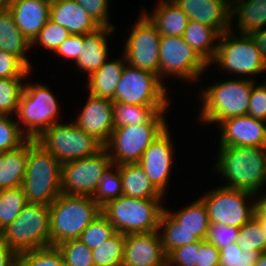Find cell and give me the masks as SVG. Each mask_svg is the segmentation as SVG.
Wrapping results in <instances>:
<instances>
[{
  "label": "cell",
  "instance_id": "1",
  "mask_svg": "<svg viewBox=\"0 0 266 266\" xmlns=\"http://www.w3.org/2000/svg\"><path fill=\"white\" fill-rule=\"evenodd\" d=\"M217 172L229 182L225 187L257 194L266 183V148L220 146Z\"/></svg>",
  "mask_w": 266,
  "mask_h": 266
},
{
  "label": "cell",
  "instance_id": "2",
  "mask_svg": "<svg viewBox=\"0 0 266 266\" xmlns=\"http://www.w3.org/2000/svg\"><path fill=\"white\" fill-rule=\"evenodd\" d=\"M28 203L50 206L61 192V163L36 139H29L26 173L21 185Z\"/></svg>",
  "mask_w": 266,
  "mask_h": 266
},
{
  "label": "cell",
  "instance_id": "3",
  "mask_svg": "<svg viewBox=\"0 0 266 266\" xmlns=\"http://www.w3.org/2000/svg\"><path fill=\"white\" fill-rule=\"evenodd\" d=\"M99 214L101 206L93 196L61 193L49 206L51 246L69 239H78Z\"/></svg>",
  "mask_w": 266,
  "mask_h": 266
},
{
  "label": "cell",
  "instance_id": "4",
  "mask_svg": "<svg viewBox=\"0 0 266 266\" xmlns=\"http://www.w3.org/2000/svg\"><path fill=\"white\" fill-rule=\"evenodd\" d=\"M161 199H140L121 195L101 207V213L122 234L157 231L164 208Z\"/></svg>",
  "mask_w": 266,
  "mask_h": 266
},
{
  "label": "cell",
  "instance_id": "5",
  "mask_svg": "<svg viewBox=\"0 0 266 266\" xmlns=\"http://www.w3.org/2000/svg\"><path fill=\"white\" fill-rule=\"evenodd\" d=\"M254 80L228 79L221 83L208 86L202 92L203 108L200 120L204 122H218L232 117L246 115L248 112L250 94Z\"/></svg>",
  "mask_w": 266,
  "mask_h": 266
},
{
  "label": "cell",
  "instance_id": "6",
  "mask_svg": "<svg viewBox=\"0 0 266 266\" xmlns=\"http://www.w3.org/2000/svg\"><path fill=\"white\" fill-rule=\"evenodd\" d=\"M165 112L158 111L146 123L114 128L104 145L112 164L137 163L149 145L167 128Z\"/></svg>",
  "mask_w": 266,
  "mask_h": 266
},
{
  "label": "cell",
  "instance_id": "7",
  "mask_svg": "<svg viewBox=\"0 0 266 266\" xmlns=\"http://www.w3.org/2000/svg\"><path fill=\"white\" fill-rule=\"evenodd\" d=\"M1 239L17 254L50 247L49 206L27 203L19 215L2 230Z\"/></svg>",
  "mask_w": 266,
  "mask_h": 266
},
{
  "label": "cell",
  "instance_id": "8",
  "mask_svg": "<svg viewBox=\"0 0 266 266\" xmlns=\"http://www.w3.org/2000/svg\"><path fill=\"white\" fill-rule=\"evenodd\" d=\"M58 108L57 100L47 86L24 85L16 112L18 120L26 126L22 133L28 139H37L45 130L58 123Z\"/></svg>",
  "mask_w": 266,
  "mask_h": 266
},
{
  "label": "cell",
  "instance_id": "9",
  "mask_svg": "<svg viewBox=\"0 0 266 266\" xmlns=\"http://www.w3.org/2000/svg\"><path fill=\"white\" fill-rule=\"evenodd\" d=\"M36 141L61 164L92 156L104 146L75 123H56L45 130Z\"/></svg>",
  "mask_w": 266,
  "mask_h": 266
},
{
  "label": "cell",
  "instance_id": "10",
  "mask_svg": "<svg viewBox=\"0 0 266 266\" xmlns=\"http://www.w3.org/2000/svg\"><path fill=\"white\" fill-rule=\"evenodd\" d=\"M231 31L232 29L220 35L211 63L214 62L222 69L242 76L266 71V61L252 37L243 34L239 35L241 37L234 36Z\"/></svg>",
  "mask_w": 266,
  "mask_h": 266
},
{
  "label": "cell",
  "instance_id": "11",
  "mask_svg": "<svg viewBox=\"0 0 266 266\" xmlns=\"http://www.w3.org/2000/svg\"><path fill=\"white\" fill-rule=\"evenodd\" d=\"M111 165L112 160L104 147L92 156L61 164V192L94 196L102 174Z\"/></svg>",
  "mask_w": 266,
  "mask_h": 266
},
{
  "label": "cell",
  "instance_id": "12",
  "mask_svg": "<svg viewBox=\"0 0 266 266\" xmlns=\"http://www.w3.org/2000/svg\"><path fill=\"white\" fill-rule=\"evenodd\" d=\"M160 77L125 65L115 91V101L131 105H169Z\"/></svg>",
  "mask_w": 266,
  "mask_h": 266
},
{
  "label": "cell",
  "instance_id": "13",
  "mask_svg": "<svg viewBox=\"0 0 266 266\" xmlns=\"http://www.w3.org/2000/svg\"><path fill=\"white\" fill-rule=\"evenodd\" d=\"M209 64L183 39L182 36L160 37L159 77L176 76L185 80L199 79Z\"/></svg>",
  "mask_w": 266,
  "mask_h": 266
},
{
  "label": "cell",
  "instance_id": "14",
  "mask_svg": "<svg viewBox=\"0 0 266 266\" xmlns=\"http://www.w3.org/2000/svg\"><path fill=\"white\" fill-rule=\"evenodd\" d=\"M255 194L244 190L222 187L207 193L201 199L208 211L210 223L241 227L255 215V203L246 206L247 198ZM246 200V201H245Z\"/></svg>",
  "mask_w": 266,
  "mask_h": 266
},
{
  "label": "cell",
  "instance_id": "15",
  "mask_svg": "<svg viewBox=\"0 0 266 266\" xmlns=\"http://www.w3.org/2000/svg\"><path fill=\"white\" fill-rule=\"evenodd\" d=\"M160 37L155 24L143 13L124 48L127 64L159 76Z\"/></svg>",
  "mask_w": 266,
  "mask_h": 266
},
{
  "label": "cell",
  "instance_id": "16",
  "mask_svg": "<svg viewBox=\"0 0 266 266\" xmlns=\"http://www.w3.org/2000/svg\"><path fill=\"white\" fill-rule=\"evenodd\" d=\"M168 127L149 145L137 162L151 183L164 195L173 162Z\"/></svg>",
  "mask_w": 266,
  "mask_h": 266
},
{
  "label": "cell",
  "instance_id": "17",
  "mask_svg": "<svg viewBox=\"0 0 266 266\" xmlns=\"http://www.w3.org/2000/svg\"><path fill=\"white\" fill-rule=\"evenodd\" d=\"M122 266H167L160 232L125 235Z\"/></svg>",
  "mask_w": 266,
  "mask_h": 266
},
{
  "label": "cell",
  "instance_id": "18",
  "mask_svg": "<svg viewBox=\"0 0 266 266\" xmlns=\"http://www.w3.org/2000/svg\"><path fill=\"white\" fill-rule=\"evenodd\" d=\"M221 127L219 146H266V122L250 115H242L224 119Z\"/></svg>",
  "mask_w": 266,
  "mask_h": 266
},
{
  "label": "cell",
  "instance_id": "19",
  "mask_svg": "<svg viewBox=\"0 0 266 266\" xmlns=\"http://www.w3.org/2000/svg\"><path fill=\"white\" fill-rule=\"evenodd\" d=\"M86 102L74 123L104 146L114 130L113 101L89 94Z\"/></svg>",
  "mask_w": 266,
  "mask_h": 266
},
{
  "label": "cell",
  "instance_id": "20",
  "mask_svg": "<svg viewBox=\"0 0 266 266\" xmlns=\"http://www.w3.org/2000/svg\"><path fill=\"white\" fill-rule=\"evenodd\" d=\"M190 20L213 27L220 35L231 30L230 0H173Z\"/></svg>",
  "mask_w": 266,
  "mask_h": 266
},
{
  "label": "cell",
  "instance_id": "21",
  "mask_svg": "<svg viewBox=\"0 0 266 266\" xmlns=\"http://www.w3.org/2000/svg\"><path fill=\"white\" fill-rule=\"evenodd\" d=\"M50 8L48 0H13L8 10L16 26L32 42L50 19Z\"/></svg>",
  "mask_w": 266,
  "mask_h": 266
},
{
  "label": "cell",
  "instance_id": "22",
  "mask_svg": "<svg viewBox=\"0 0 266 266\" xmlns=\"http://www.w3.org/2000/svg\"><path fill=\"white\" fill-rule=\"evenodd\" d=\"M50 19L71 35L92 33L101 27L76 0H53Z\"/></svg>",
  "mask_w": 266,
  "mask_h": 266
},
{
  "label": "cell",
  "instance_id": "23",
  "mask_svg": "<svg viewBox=\"0 0 266 266\" xmlns=\"http://www.w3.org/2000/svg\"><path fill=\"white\" fill-rule=\"evenodd\" d=\"M115 28L100 27L96 31L84 34V45L75 61L78 69L89 76L97 71L107 60V38Z\"/></svg>",
  "mask_w": 266,
  "mask_h": 266
},
{
  "label": "cell",
  "instance_id": "24",
  "mask_svg": "<svg viewBox=\"0 0 266 266\" xmlns=\"http://www.w3.org/2000/svg\"><path fill=\"white\" fill-rule=\"evenodd\" d=\"M123 195L140 199H162L164 195L151 183L138 163L118 165Z\"/></svg>",
  "mask_w": 266,
  "mask_h": 266
},
{
  "label": "cell",
  "instance_id": "25",
  "mask_svg": "<svg viewBox=\"0 0 266 266\" xmlns=\"http://www.w3.org/2000/svg\"><path fill=\"white\" fill-rule=\"evenodd\" d=\"M29 154V139L18 148L0 153V189L22 185Z\"/></svg>",
  "mask_w": 266,
  "mask_h": 266
},
{
  "label": "cell",
  "instance_id": "26",
  "mask_svg": "<svg viewBox=\"0 0 266 266\" xmlns=\"http://www.w3.org/2000/svg\"><path fill=\"white\" fill-rule=\"evenodd\" d=\"M126 64L124 55L122 59L105 62L89 76V94L115 101L116 87Z\"/></svg>",
  "mask_w": 266,
  "mask_h": 266
},
{
  "label": "cell",
  "instance_id": "27",
  "mask_svg": "<svg viewBox=\"0 0 266 266\" xmlns=\"http://www.w3.org/2000/svg\"><path fill=\"white\" fill-rule=\"evenodd\" d=\"M155 11L149 16L161 35L183 36L189 18L173 0H160Z\"/></svg>",
  "mask_w": 266,
  "mask_h": 266
},
{
  "label": "cell",
  "instance_id": "28",
  "mask_svg": "<svg viewBox=\"0 0 266 266\" xmlns=\"http://www.w3.org/2000/svg\"><path fill=\"white\" fill-rule=\"evenodd\" d=\"M232 17H238L239 34L251 35L266 26V0H232Z\"/></svg>",
  "mask_w": 266,
  "mask_h": 266
},
{
  "label": "cell",
  "instance_id": "29",
  "mask_svg": "<svg viewBox=\"0 0 266 266\" xmlns=\"http://www.w3.org/2000/svg\"><path fill=\"white\" fill-rule=\"evenodd\" d=\"M31 47V42L16 26L9 10L0 12V50L18 57L31 70L25 55Z\"/></svg>",
  "mask_w": 266,
  "mask_h": 266
},
{
  "label": "cell",
  "instance_id": "30",
  "mask_svg": "<svg viewBox=\"0 0 266 266\" xmlns=\"http://www.w3.org/2000/svg\"><path fill=\"white\" fill-rule=\"evenodd\" d=\"M182 37L210 65L218 46L214 42L219 40L220 34L211 26L189 20Z\"/></svg>",
  "mask_w": 266,
  "mask_h": 266
},
{
  "label": "cell",
  "instance_id": "31",
  "mask_svg": "<svg viewBox=\"0 0 266 266\" xmlns=\"http://www.w3.org/2000/svg\"><path fill=\"white\" fill-rule=\"evenodd\" d=\"M167 212L181 224L184 229L192 232L199 240H205L210 220L207 207L201 198L182 210L180 209L177 213H172L171 210H167Z\"/></svg>",
  "mask_w": 266,
  "mask_h": 266
},
{
  "label": "cell",
  "instance_id": "32",
  "mask_svg": "<svg viewBox=\"0 0 266 266\" xmlns=\"http://www.w3.org/2000/svg\"><path fill=\"white\" fill-rule=\"evenodd\" d=\"M168 106L169 105H131L113 101L114 128L146 123L158 111H167Z\"/></svg>",
  "mask_w": 266,
  "mask_h": 266
},
{
  "label": "cell",
  "instance_id": "33",
  "mask_svg": "<svg viewBox=\"0 0 266 266\" xmlns=\"http://www.w3.org/2000/svg\"><path fill=\"white\" fill-rule=\"evenodd\" d=\"M158 231L162 232V234L160 233V238L166 255L175 248L199 241L192 232L184 229L182 225L167 212L166 208H164L160 215Z\"/></svg>",
  "mask_w": 266,
  "mask_h": 266
},
{
  "label": "cell",
  "instance_id": "34",
  "mask_svg": "<svg viewBox=\"0 0 266 266\" xmlns=\"http://www.w3.org/2000/svg\"><path fill=\"white\" fill-rule=\"evenodd\" d=\"M125 234L115 232L92 250L95 266H122Z\"/></svg>",
  "mask_w": 266,
  "mask_h": 266
},
{
  "label": "cell",
  "instance_id": "35",
  "mask_svg": "<svg viewBox=\"0 0 266 266\" xmlns=\"http://www.w3.org/2000/svg\"><path fill=\"white\" fill-rule=\"evenodd\" d=\"M21 188L0 189V229L3 230L22 211L27 204Z\"/></svg>",
  "mask_w": 266,
  "mask_h": 266
},
{
  "label": "cell",
  "instance_id": "36",
  "mask_svg": "<svg viewBox=\"0 0 266 266\" xmlns=\"http://www.w3.org/2000/svg\"><path fill=\"white\" fill-rule=\"evenodd\" d=\"M17 266H65L56 246L23 251L17 254Z\"/></svg>",
  "mask_w": 266,
  "mask_h": 266
},
{
  "label": "cell",
  "instance_id": "37",
  "mask_svg": "<svg viewBox=\"0 0 266 266\" xmlns=\"http://www.w3.org/2000/svg\"><path fill=\"white\" fill-rule=\"evenodd\" d=\"M65 266H95L92 250L79 239H69L58 244Z\"/></svg>",
  "mask_w": 266,
  "mask_h": 266
},
{
  "label": "cell",
  "instance_id": "38",
  "mask_svg": "<svg viewBox=\"0 0 266 266\" xmlns=\"http://www.w3.org/2000/svg\"><path fill=\"white\" fill-rule=\"evenodd\" d=\"M114 165L112 164L101 176V180L98 184L97 191L95 192L93 199L102 207L108 201L116 199L123 195L122 180L118 165H115L116 171L111 172L110 169Z\"/></svg>",
  "mask_w": 266,
  "mask_h": 266
},
{
  "label": "cell",
  "instance_id": "39",
  "mask_svg": "<svg viewBox=\"0 0 266 266\" xmlns=\"http://www.w3.org/2000/svg\"><path fill=\"white\" fill-rule=\"evenodd\" d=\"M26 78H3L0 79V115L11 116L17 112L19 99L23 91Z\"/></svg>",
  "mask_w": 266,
  "mask_h": 266
},
{
  "label": "cell",
  "instance_id": "40",
  "mask_svg": "<svg viewBox=\"0 0 266 266\" xmlns=\"http://www.w3.org/2000/svg\"><path fill=\"white\" fill-rule=\"evenodd\" d=\"M115 232L113 225L101 213L83 230L78 239L93 250Z\"/></svg>",
  "mask_w": 266,
  "mask_h": 266
},
{
  "label": "cell",
  "instance_id": "41",
  "mask_svg": "<svg viewBox=\"0 0 266 266\" xmlns=\"http://www.w3.org/2000/svg\"><path fill=\"white\" fill-rule=\"evenodd\" d=\"M260 252L254 249L241 250L237 242L219 250V266H255Z\"/></svg>",
  "mask_w": 266,
  "mask_h": 266
},
{
  "label": "cell",
  "instance_id": "42",
  "mask_svg": "<svg viewBox=\"0 0 266 266\" xmlns=\"http://www.w3.org/2000/svg\"><path fill=\"white\" fill-rule=\"evenodd\" d=\"M236 242L242 251L251 248L260 253L266 252V236L254 217L240 227Z\"/></svg>",
  "mask_w": 266,
  "mask_h": 266
},
{
  "label": "cell",
  "instance_id": "43",
  "mask_svg": "<svg viewBox=\"0 0 266 266\" xmlns=\"http://www.w3.org/2000/svg\"><path fill=\"white\" fill-rule=\"evenodd\" d=\"M25 136L18 122L9 115H0V153L18 148L28 139Z\"/></svg>",
  "mask_w": 266,
  "mask_h": 266
},
{
  "label": "cell",
  "instance_id": "44",
  "mask_svg": "<svg viewBox=\"0 0 266 266\" xmlns=\"http://www.w3.org/2000/svg\"><path fill=\"white\" fill-rule=\"evenodd\" d=\"M70 35L71 34L65 27H62L49 19L31 42V46L35 43H39L43 47L47 48V50H51L55 53L61 43L69 38Z\"/></svg>",
  "mask_w": 266,
  "mask_h": 266
},
{
  "label": "cell",
  "instance_id": "45",
  "mask_svg": "<svg viewBox=\"0 0 266 266\" xmlns=\"http://www.w3.org/2000/svg\"><path fill=\"white\" fill-rule=\"evenodd\" d=\"M239 230V227L233 225L228 226L221 223H210L205 240L220 250L228 244L236 242L239 236Z\"/></svg>",
  "mask_w": 266,
  "mask_h": 266
},
{
  "label": "cell",
  "instance_id": "46",
  "mask_svg": "<svg viewBox=\"0 0 266 266\" xmlns=\"http://www.w3.org/2000/svg\"><path fill=\"white\" fill-rule=\"evenodd\" d=\"M201 240L175 248L167 255V266H196Z\"/></svg>",
  "mask_w": 266,
  "mask_h": 266
},
{
  "label": "cell",
  "instance_id": "47",
  "mask_svg": "<svg viewBox=\"0 0 266 266\" xmlns=\"http://www.w3.org/2000/svg\"><path fill=\"white\" fill-rule=\"evenodd\" d=\"M30 72L18 57L0 50V79L25 78Z\"/></svg>",
  "mask_w": 266,
  "mask_h": 266
},
{
  "label": "cell",
  "instance_id": "48",
  "mask_svg": "<svg viewBox=\"0 0 266 266\" xmlns=\"http://www.w3.org/2000/svg\"><path fill=\"white\" fill-rule=\"evenodd\" d=\"M101 27L114 28L110 24L108 14V0H76Z\"/></svg>",
  "mask_w": 266,
  "mask_h": 266
},
{
  "label": "cell",
  "instance_id": "49",
  "mask_svg": "<svg viewBox=\"0 0 266 266\" xmlns=\"http://www.w3.org/2000/svg\"><path fill=\"white\" fill-rule=\"evenodd\" d=\"M248 115L266 122V85H253L250 94Z\"/></svg>",
  "mask_w": 266,
  "mask_h": 266
},
{
  "label": "cell",
  "instance_id": "50",
  "mask_svg": "<svg viewBox=\"0 0 266 266\" xmlns=\"http://www.w3.org/2000/svg\"><path fill=\"white\" fill-rule=\"evenodd\" d=\"M81 45H84V34L70 35L61 43L55 53L63 58H72L76 61L80 54Z\"/></svg>",
  "mask_w": 266,
  "mask_h": 266
},
{
  "label": "cell",
  "instance_id": "51",
  "mask_svg": "<svg viewBox=\"0 0 266 266\" xmlns=\"http://www.w3.org/2000/svg\"><path fill=\"white\" fill-rule=\"evenodd\" d=\"M196 266H219V249L212 243L201 240Z\"/></svg>",
  "mask_w": 266,
  "mask_h": 266
},
{
  "label": "cell",
  "instance_id": "52",
  "mask_svg": "<svg viewBox=\"0 0 266 266\" xmlns=\"http://www.w3.org/2000/svg\"><path fill=\"white\" fill-rule=\"evenodd\" d=\"M0 266H17V253L0 237Z\"/></svg>",
  "mask_w": 266,
  "mask_h": 266
},
{
  "label": "cell",
  "instance_id": "53",
  "mask_svg": "<svg viewBox=\"0 0 266 266\" xmlns=\"http://www.w3.org/2000/svg\"><path fill=\"white\" fill-rule=\"evenodd\" d=\"M256 46L260 49L264 60L266 61V28L254 32L250 35Z\"/></svg>",
  "mask_w": 266,
  "mask_h": 266
},
{
  "label": "cell",
  "instance_id": "54",
  "mask_svg": "<svg viewBox=\"0 0 266 266\" xmlns=\"http://www.w3.org/2000/svg\"><path fill=\"white\" fill-rule=\"evenodd\" d=\"M256 220H266V194L262 195L258 201L255 202V215Z\"/></svg>",
  "mask_w": 266,
  "mask_h": 266
},
{
  "label": "cell",
  "instance_id": "55",
  "mask_svg": "<svg viewBox=\"0 0 266 266\" xmlns=\"http://www.w3.org/2000/svg\"><path fill=\"white\" fill-rule=\"evenodd\" d=\"M12 2L13 0H0V12L8 10Z\"/></svg>",
  "mask_w": 266,
  "mask_h": 266
},
{
  "label": "cell",
  "instance_id": "56",
  "mask_svg": "<svg viewBox=\"0 0 266 266\" xmlns=\"http://www.w3.org/2000/svg\"><path fill=\"white\" fill-rule=\"evenodd\" d=\"M255 266H266V252L260 253Z\"/></svg>",
  "mask_w": 266,
  "mask_h": 266
},
{
  "label": "cell",
  "instance_id": "57",
  "mask_svg": "<svg viewBox=\"0 0 266 266\" xmlns=\"http://www.w3.org/2000/svg\"><path fill=\"white\" fill-rule=\"evenodd\" d=\"M260 225H261V228L263 229V232H264V235L266 236V220H257Z\"/></svg>",
  "mask_w": 266,
  "mask_h": 266
}]
</instances>
